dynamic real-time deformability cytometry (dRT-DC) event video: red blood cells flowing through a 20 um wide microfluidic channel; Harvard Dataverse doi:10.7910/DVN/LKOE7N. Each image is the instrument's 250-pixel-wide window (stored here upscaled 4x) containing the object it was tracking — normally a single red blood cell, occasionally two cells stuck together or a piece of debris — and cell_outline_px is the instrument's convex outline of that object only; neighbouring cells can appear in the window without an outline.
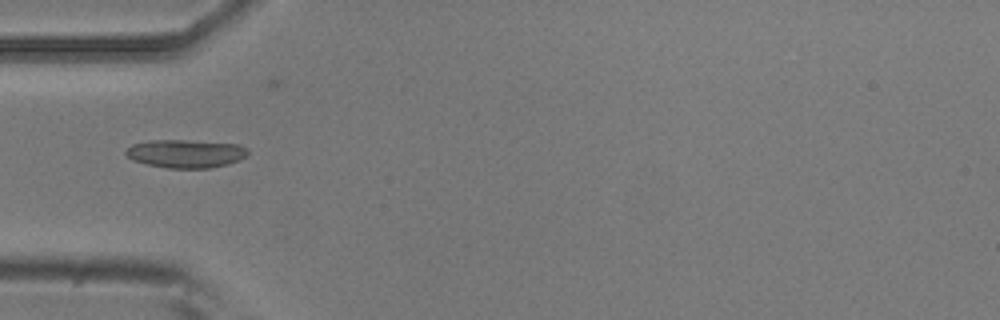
{"species": "common noctule bat (a hibernating species)", "species_latin": "Nyctalus noctula", "temperature_condition": "room temperature", "stored_images_in_passage": 6, "camera_frame_rate_fps": 3000, "um_per_image_px": 0.085, "animal": {"sex": "male", "body_mass_g": 20.5, "forearm_length_mm": 52.5}, "frame": {"image": 1, "passage_image": 6, "time_ms": 1.667, "image_size_px": [1000, 320], "cell_outline_px": [[248, 152], [240, 160], [228, 164], [212, 168], [168, 168], [148, 164], [132, 160], [124, 152], [132, 144], [152, 140], [184, 140], [236, 144], [248, 148]], "centroid_in_image_um": [15.79, 13.06], "position_along_channel_um": 69.2, "area_um2": 19.94}}